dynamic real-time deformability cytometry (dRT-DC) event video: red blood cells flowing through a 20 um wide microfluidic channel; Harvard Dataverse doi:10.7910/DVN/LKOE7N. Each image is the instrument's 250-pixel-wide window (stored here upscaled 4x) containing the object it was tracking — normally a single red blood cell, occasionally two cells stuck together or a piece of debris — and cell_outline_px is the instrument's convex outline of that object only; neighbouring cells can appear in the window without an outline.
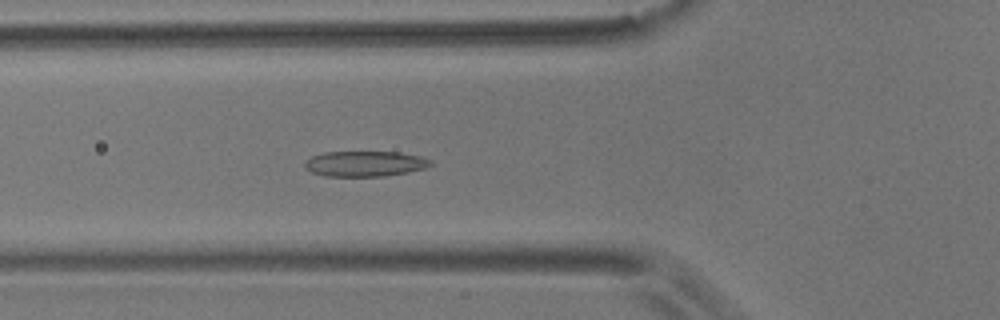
{"species": "common noctule bat (a hibernating species)", "species_latin": "Nyctalus noctula", "temperature_condition": "room temperature", "stored_images_in_passage": 43, "camera_frame_rate_fps": 3000, "um_per_image_px": 0.085, "animal": {"sex": "male", "body_mass_g": 17.9}, "frame": {"image": 1, "passage_image": 7, "time_ms": 2.0, "image_size_px": [1000, 320], "cell_outline_px": [[432, 164], [424, 168], [408, 172], [384, 176], [324, 176], [312, 172], [304, 168], [304, 164], [312, 156], [324, 152], [400, 152], [420, 156], [432, 160]], "centroid_in_image_um": [31.02, 13.91], "position_along_channel_um": 94.8, "area_um2": 18.61}}
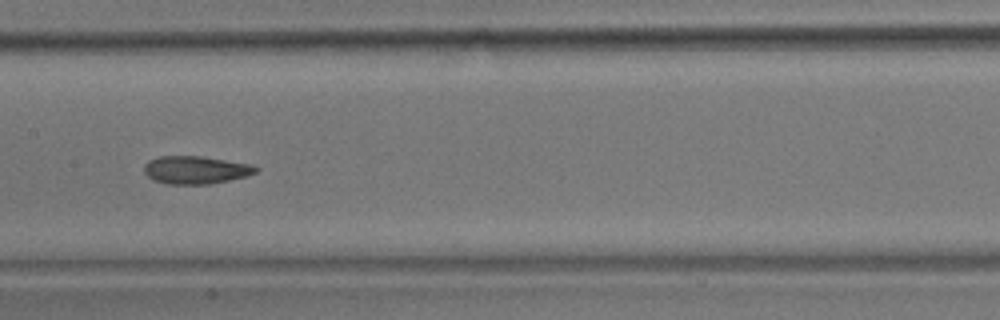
{"frame": {"image": 2, "passage_image": 15, "time_ms": 4.667, "image_size_px": [1000, 320], "cell_outline_px": [[260, 168], [256, 172], [244, 176], [228, 180], [208, 184], [168, 184], [152, 180], [144, 172], [144, 164], [148, 160], [160, 156], [200, 156], [252, 164]], "centroid_in_image_um": [16.6, 14.44], "position_along_channel_um": 190.8, "area_um2": 18.09}}
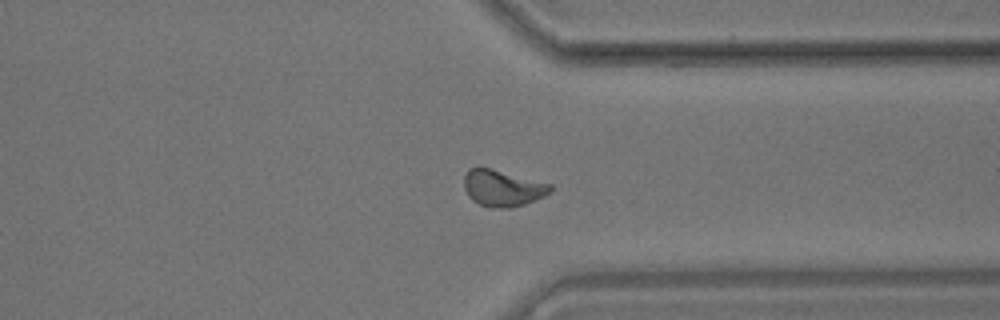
{"frame": {"image": 3, "passage_image": 30, "time_ms": 9.667, "image_size_px": [1000, 320], "cell_outline_px": [[552, 192], [544, 196], [524, 204], [512, 208], [488, 208], [472, 200], [468, 196], [464, 188], [464, 176], [468, 168], [492, 168], [552, 184]], "centroid_in_image_um": [42.72, 15.99], "position_along_channel_um": 368.7, "area_um2": 18.5}, "authors_computed_cell_mechanics": {"area_um2": 17.8602, "velocity_mm_per_s": 3.5787, "shape_relaxation_time_tau1_ms": 11.2216, "shape_relaxation_time_tau2_ms": 1.7715, "deformation_change_tau1": 0.2137, "deformation_change_tau2": 0.0708}}